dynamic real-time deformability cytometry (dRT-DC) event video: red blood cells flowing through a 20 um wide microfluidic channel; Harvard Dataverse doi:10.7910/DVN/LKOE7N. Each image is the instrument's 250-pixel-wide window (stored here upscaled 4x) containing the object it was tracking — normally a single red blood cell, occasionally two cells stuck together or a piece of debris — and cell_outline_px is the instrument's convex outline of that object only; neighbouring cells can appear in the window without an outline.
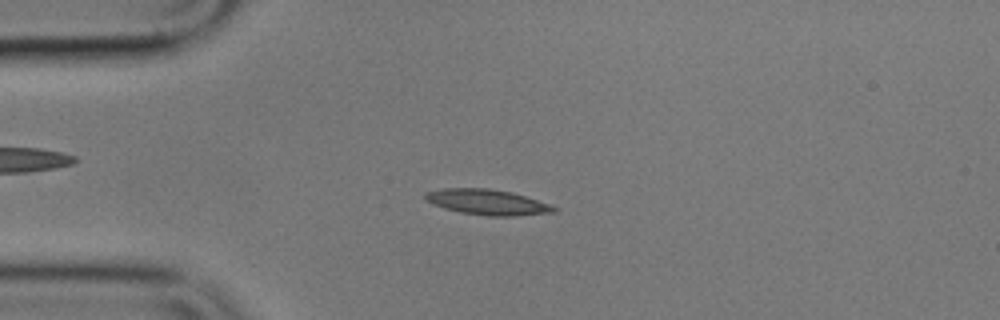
{"species": "common noctule bat (a hibernating species)", "species_latin": "Nyctalus noctula", "temperature_condition": "cold", "stored_images_in_passage": 50, "camera_frame_rate_fps": 3000, "um_per_image_px": 0.085, "animal": {"sex": "male", "body_mass_g": 17.9}, "frame": {"image": 1, "passage_image": 14, "time_ms": 4.333, "image_size_px": [1000, 320], "cell_outline_px": [[556, 212], [516, 216], [488, 216], [460, 212], [444, 208], [432, 204], [424, 196], [428, 192], [444, 188], [488, 188], [512, 192], [548, 204], [556, 208]], "centroid_in_image_um": [41.42, 17.18], "position_along_channel_um": 43.6, "area_um2": 18.84}}
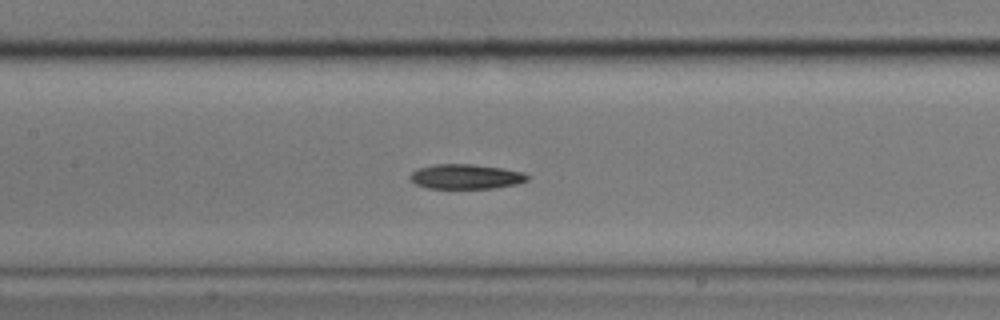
{"frame": {"image": 2, "passage_image": 26, "time_ms": 8.333, "image_size_px": [1000, 320], "cell_outline_px": [[532, 176], [528, 180], [516, 184], [492, 188], [428, 188], [416, 184], [408, 176], [412, 172], [420, 168], [436, 164], [472, 164], [500, 168], [524, 172]], "centroid_in_image_um": [39.63, 15.01], "position_along_channel_um": 167.8, "area_um2": 16.82}}
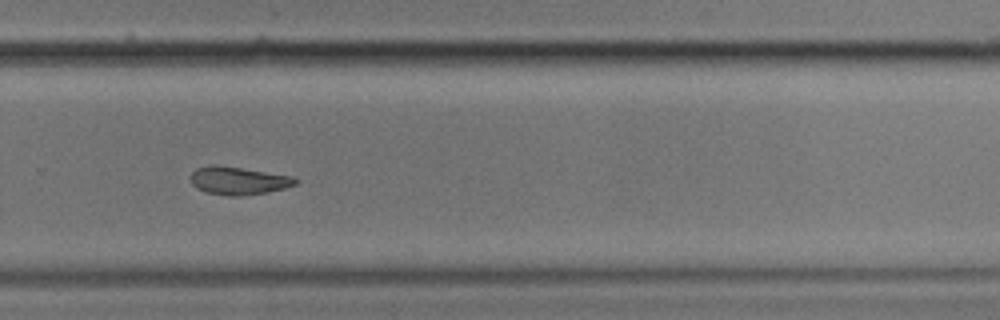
{"frame": {"image": 3, "passage_image": 38, "time_ms": 12.333, "image_size_px": [1000, 320], "cell_outline_px": [[300, 180], [296, 184], [284, 188], [244, 196], [228, 196], [204, 192], [196, 188], [192, 184], [192, 172], [196, 168], [212, 164], [216, 164], [292, 176]], "centroid_in_image_um": [20.24, 15.36], "position_along_channel_um": 309.6, "area_um2": 17.05}}